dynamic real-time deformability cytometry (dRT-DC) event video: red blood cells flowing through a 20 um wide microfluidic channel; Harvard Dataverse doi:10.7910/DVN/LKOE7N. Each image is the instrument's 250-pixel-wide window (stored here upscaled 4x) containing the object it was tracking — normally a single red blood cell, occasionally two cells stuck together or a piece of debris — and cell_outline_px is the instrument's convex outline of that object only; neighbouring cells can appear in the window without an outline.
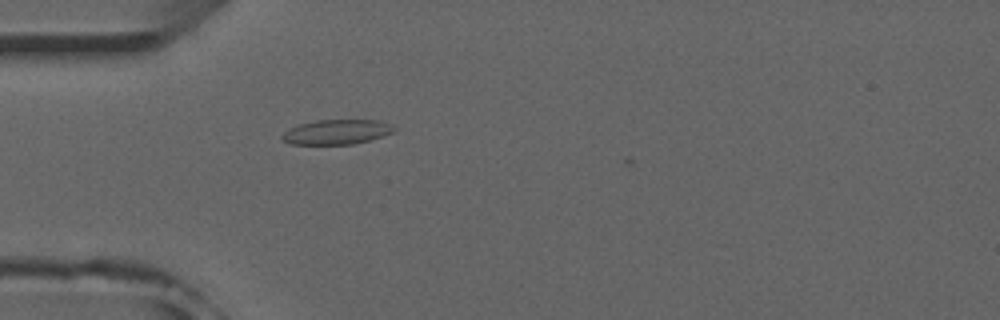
{"species": "common noctule bat (a hibernating species)", "species_latin": "Nyctalus noctula", "temperature_condition": "room temperature", "stored_images_in_passage": 3, "camera_frame_rate_fps": 3000, "um_per_image_px": 0.085, "animal": {"sex": "male", "forearm_length_mm": 52.5}, "frame": {"image": 1, "passage_image": 2, "time_ms": 0.333, "image_size_px": [1000, 320], "cell_outline_px": [[396, 128], [392, 132], [368, 140], [352, 144], [288, 144], [280, 136], [288, 128], [300, 124], [316, 120], [380, 120], [392, 124]], "centroid_in_image_um": [28.59, 11.21], "position_along_channel_um": 56.4, "area_um2": 16.07}}